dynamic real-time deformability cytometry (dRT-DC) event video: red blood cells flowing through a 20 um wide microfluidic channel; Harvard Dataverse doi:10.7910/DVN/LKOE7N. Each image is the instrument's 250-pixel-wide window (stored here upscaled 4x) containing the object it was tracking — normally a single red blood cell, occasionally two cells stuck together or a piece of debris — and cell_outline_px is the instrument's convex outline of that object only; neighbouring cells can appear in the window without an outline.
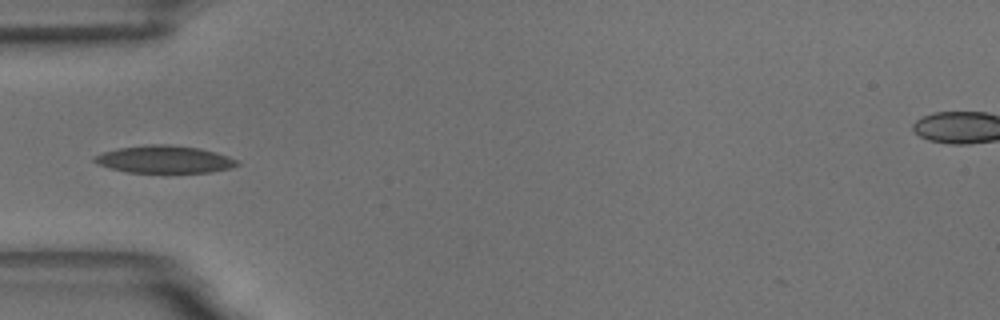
{"species": "common noctule bat (a hibernating species)", "species_latin": "Nyctalus noctula", "temperature_condition": "room temperature", "stored_images_in_passage": 3, "camera_frame_rate_fps": 3000, "um_per_image_px": 0.085, "animal": {"sex": "male", "body_mass_g": 18.8}, "frame": {"image": 1, "passage_image": 1, "time_ms": 0.0, "image_size_px": [1000, 320], "cell_outline_px": [[240, 164], [232, 168], [208, 172], [128, 172], [96, 164], [92, 160], [92, 156], [116, 148], [152, 144], [168, 144], [200, 148], [228, 156], [236, 160]], "centroid_in_image_um": [13.95, 13.54], "position_along_channel_um": 71.1, "area_um2": 22.72}}